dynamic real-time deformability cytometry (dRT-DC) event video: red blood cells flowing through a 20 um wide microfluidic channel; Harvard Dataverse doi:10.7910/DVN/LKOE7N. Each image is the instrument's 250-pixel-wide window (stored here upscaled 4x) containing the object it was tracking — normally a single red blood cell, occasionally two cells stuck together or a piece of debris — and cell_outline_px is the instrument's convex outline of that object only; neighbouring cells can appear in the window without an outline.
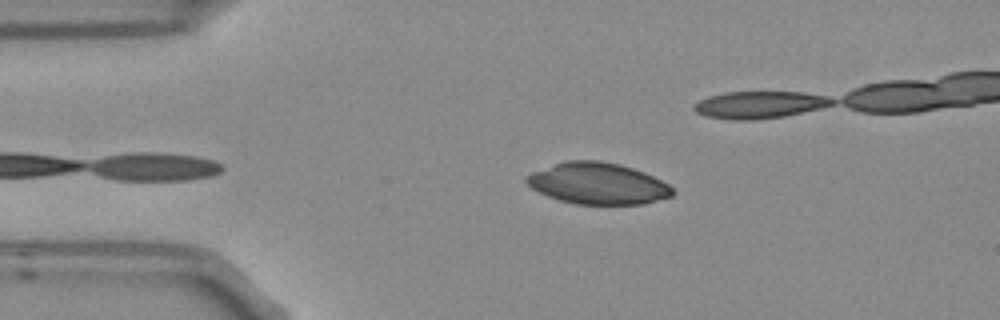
{"species": "Egyptian fruit bat (a non-hibernating species)", "species_latin": "Rousettus aegyptiacus", "temperature_condition": "room temperature", "stored_images_in_passage": 4, "camera_frame_rate_fps": 3000, "um_per_image_px": 0.085, "frame": {"image": 1, "passage_image": 1, "time_ms": 0.0, "image_size_px": [1000, 320], "cell_outline_px": [[676, 192], [672, 196], [644, 204], [576, 204], [560, 200], [548, 196], [532, 188], [524, 180], [524, 176], [532, 172], [568, 160], [600, 160], [620, 164], [644, 172], [668, 184]], "centroid_in_image_um": [50.82, 15.6], "position_along_channel_um": 34.2, "area_um2": 35.14}}